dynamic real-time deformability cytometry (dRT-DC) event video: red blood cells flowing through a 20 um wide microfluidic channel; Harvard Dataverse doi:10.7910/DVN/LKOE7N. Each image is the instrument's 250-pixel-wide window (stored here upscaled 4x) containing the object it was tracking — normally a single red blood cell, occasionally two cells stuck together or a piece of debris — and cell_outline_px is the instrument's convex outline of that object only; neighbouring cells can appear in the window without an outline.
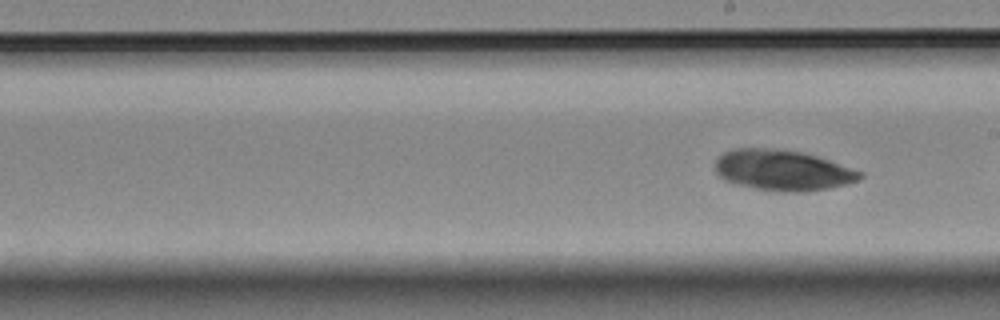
{"species": "Egyptian fruit bat (a non-hibernating species)", "species_latin": "Rousettus aegyptiacus", "temperature_condition": "room temperature", "stored_images_in_passage": 8, "segment_of_instrument_passage": [2, 2], "camera_frame_rate_fps": 3000, "um_per_image_px": 0.085, "animal": {"sex": "female"}, "frame": {"image": 1, "passage_image": 8, "time_ms": 2.333, "image_size_px": [1000, 320], "cell_outline_px": [[864, 176], [860, 180], [828, 188], [804, 192], [780, 192], [756, 188], [736, 184], [724, 180], [716, 172], [716, 160], [724, 152], [732, 148], [776, 148], [800, 152], [816, 156], [864, 172]], "centroid_in_image_um": [66.52, 14.47], "position_along_channel_um": 222.5, "area_um2": 34.28}}